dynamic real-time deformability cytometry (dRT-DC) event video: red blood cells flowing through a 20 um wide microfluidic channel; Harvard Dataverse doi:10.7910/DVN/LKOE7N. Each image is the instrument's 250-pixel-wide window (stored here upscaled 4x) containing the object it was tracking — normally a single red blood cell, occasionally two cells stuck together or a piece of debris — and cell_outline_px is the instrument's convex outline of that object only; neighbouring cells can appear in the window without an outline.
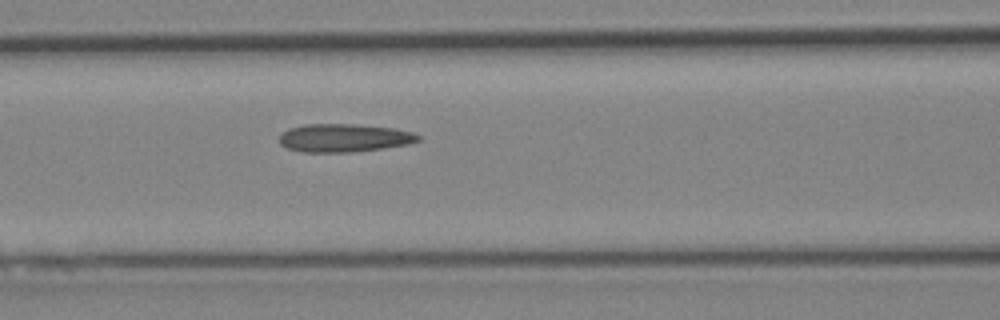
{"species": "Egyptian fruit bat (a non-hibernating species)", "species_latin": "Rousettus aegyptiacus", "temperature_condition": "cold", "stored_images_in_passage": 6, "camera_frame_rate_fps": 3000, "um_per_image_px": 0.085, "animal": {"sex": "female"}, "frame": {"image": 1, "passage_image": 6, "time_ms": 7.0, "image_size_px": [1000, 320], "cell_outline_px": [[420, 140], [408, 144], [380, 148], [348, 152], [304, 152], [288, 148], [280, 144], [280, 136], [288, 128], [304, 124], [352, 124], [396, 128], [412, 132], [420, 136]], "centroid_in_image_um": [29.24, 11.71], "position_along_channel_um": 137.4, "area_um2": 22.6}}